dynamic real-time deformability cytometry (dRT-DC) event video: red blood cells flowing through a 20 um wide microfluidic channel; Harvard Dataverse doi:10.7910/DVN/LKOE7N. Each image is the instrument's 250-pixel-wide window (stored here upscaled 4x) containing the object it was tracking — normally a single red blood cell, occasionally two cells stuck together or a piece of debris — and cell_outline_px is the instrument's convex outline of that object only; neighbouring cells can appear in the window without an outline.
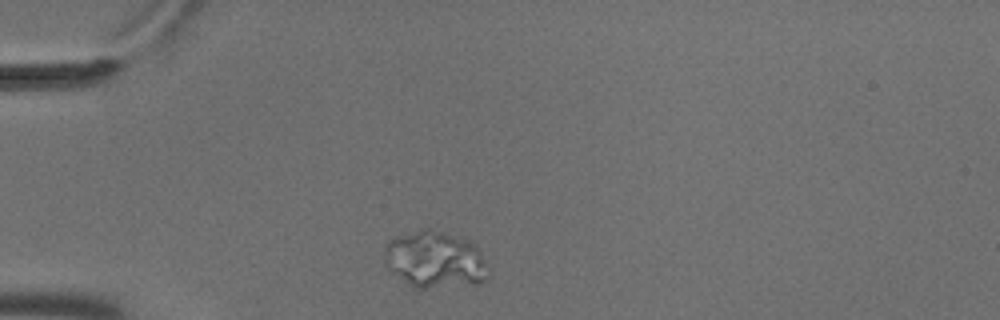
{"species": "common noctule bat (a hibernating species)", "species_latin": "Nyctalus noctula", "temperature_condition": "cold", "stored_images_in_passage": 7, "camera_frame_rate_fps": 3000, "um_per_image_px": 0.085, "animal": {"sex": "male", "body_mass_g": 18.8}, "frame": {"image": 1, "passage_image": 1, "time_ms": 0.0, "image_size_px": [1000, 320], "cell_outline_px": [[484, 280], [476, 284], [424, 288], [416, 288], [392, 272], [384, 264], [384, 248], [388, 240], [420, 228], [428, 228], [468, 240], [476, 244], [480, 252], [484, 264]], "centroid_in_image_um": [36.9, 22.05], "position_along_channel_um": 48.1, "area_um2": 33.87}}
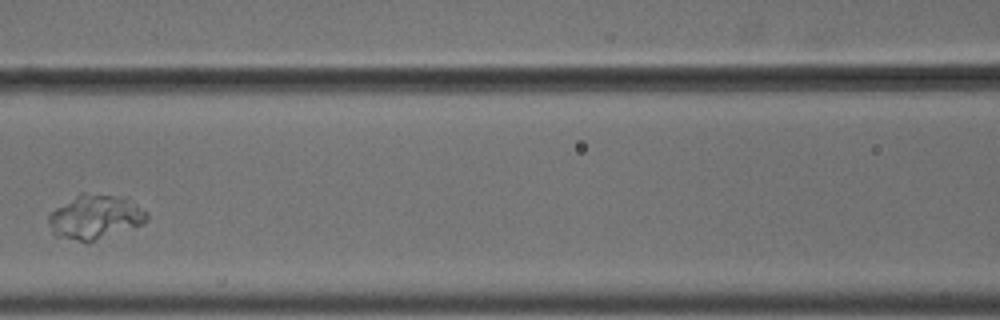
{"frame": {"image": 2, "passage_image": 4, "time_ms": 1.0, "image_size_px": [1000, 320], "cell_outline_px": [[148, 220], [140, 224], [88, 244], [56, 236], [52, 232], [48, 224], [48, 216], [56, 208], [80, 192], [84, 192], [112, 196], [124, 200], [148, 212]], "centroid_in_image_um": [8.0, 18.48], "position_along_channel_um": 158.6, "area_um2": 24.97}}
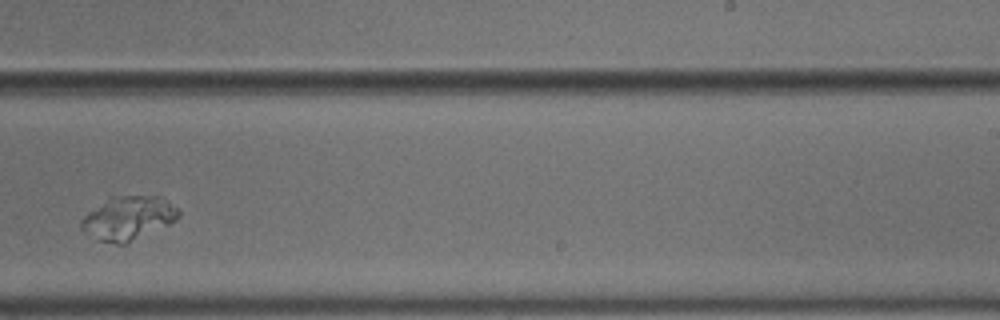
{"frame": {"image": 3, "passage_image": 7, "time_ms": 2.0, "image_size_px": [1000, 320], "cell_outline_px": [[180, 216], [176, 220], [168, 224], [124, 244], [116, 244], [96, 240], [80, 228], [80, 220], [88, 212], [112, 196], [160, 196], [176, 208], [180, 212]], "centroid_in_image_um": [10.87, 18.54], "position_along_channel_um": 278.1, "area_um2": 24.39}}